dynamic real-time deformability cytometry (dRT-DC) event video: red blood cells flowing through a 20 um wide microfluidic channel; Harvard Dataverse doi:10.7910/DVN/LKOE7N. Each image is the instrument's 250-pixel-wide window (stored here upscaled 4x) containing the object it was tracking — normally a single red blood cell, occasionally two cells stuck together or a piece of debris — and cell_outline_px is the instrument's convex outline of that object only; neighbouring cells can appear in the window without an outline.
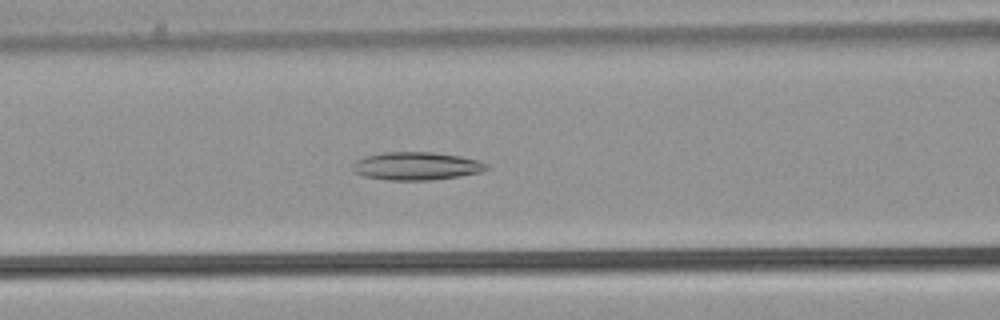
{"species": "common noctule bat (a hibernating species)", "species_latin": "Nyctalus noctula", "temperature_condition": "warm", "stored_images_in_passage": 46, "camera_frame_rate_fps": 3000, "um_per_image_px": 0.085, "animal": {"sex": "male", "body_mass_g": 21.5, "forearm_length_mm": 52.0}, "frame": {"image": 1, "passage_image": 21, "time_ms": 6.667, "image_size_px": [1000, 320], "cell_outline_px": [[488, 168], [476, 172], [456, 176], [424, 180], [392, 180], [368, 176], [356, 172], [360, 160], [368, 156], [392, 152], [424, 152], [456, 156], [476, 160], [484, 164]], "centroid_in_image_um": [35.44, 14.11], "position_along_channel_um": 131.2, "area_um2": 20.23}}
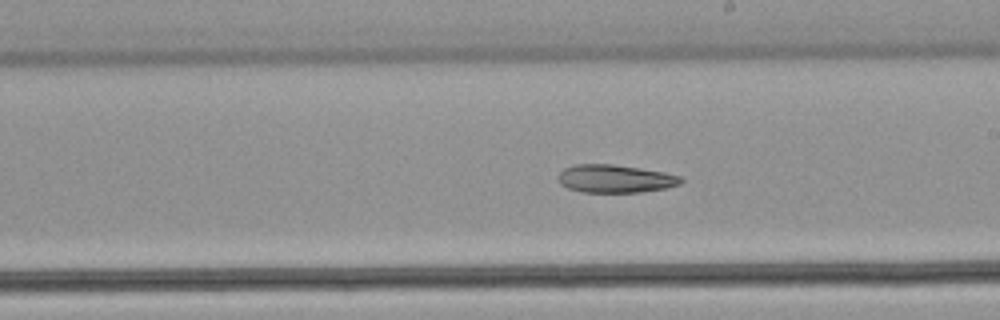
{"frame": {"image": 2, "passage_image": 29, "time_ms": 9.333, "image_size_px": [1000, 320], "cell_outline_px": [[684, 180], [676, 184], [664, 188], [636, 192], [584, 192], [568, 188], [560, 180], [560, 172], [568, 168], [580, 164], [608, 164], [636, 168], [660, 172], [680, 176]], "centroid_in_image_um": [52.29, 15.2], "position_along_channel_um": 236.7, "area_um2": 19.07}}
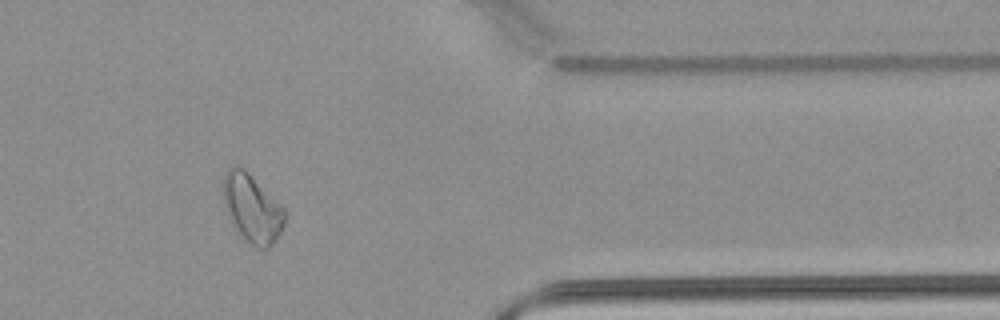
{"frame": {"image": 3, "passage_image": 42, "time_ms": 13.667, "image_size_px": [1000, 320], "cell_outline_px": [[284, 220], [280, 232], [268, 248], [264, 248], [252, 244], [240, 232], [232, 216], [228, 204], [224, 188], [224, 180], [228, 172], [232, 168], [240, 168], [284, 208]], "centroid_in_image_um": [21.51, 17.76], "position_along_channel_um": 389.9, "area_um2": 21.68}}